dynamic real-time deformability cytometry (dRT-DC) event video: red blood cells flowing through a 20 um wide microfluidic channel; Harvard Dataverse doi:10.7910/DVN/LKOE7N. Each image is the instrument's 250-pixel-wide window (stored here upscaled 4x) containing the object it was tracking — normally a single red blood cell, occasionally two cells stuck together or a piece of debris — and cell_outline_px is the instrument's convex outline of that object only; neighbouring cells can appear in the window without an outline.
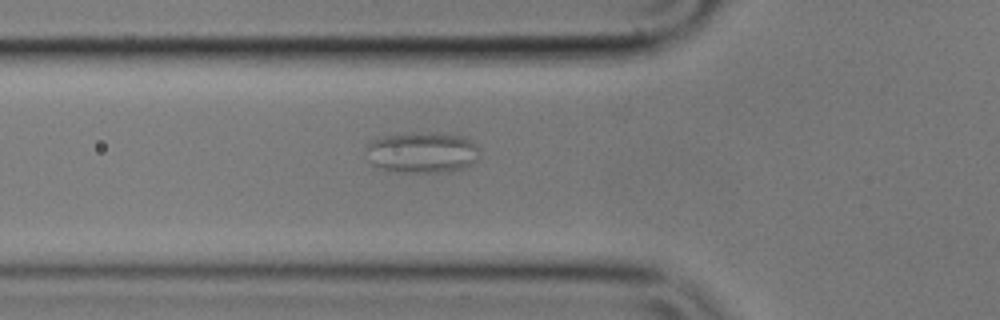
{"species": "common noctule bat (a hibernating species)", "species_latin": "Nyctalus noctula", "temperature_condition": "cold", "stored_images_in_passage": 33, "camera_frame_rate_fps": 3000, "um_per_image_px": 0.085, "animal": {"sex": "male", "body_mass_g": 17.9}, "frame": {"image": 1, "passage_image": 5, "time_ms": 1.333, "image_size_px": [1000, 320], "cell_outline_px": [[480, 156], [472, 164], [464, 168], [452, 172], [388, 172], [372, 164], [364, 148], [372, 140], [380, 136], [412, 132], [436, 132], [464, 136], [472, 140], [480, 148]], "centroid_in_image_um": [35.91, 12.95], "position_along_channel_um": 89.9, "area_um2": 27.98}}
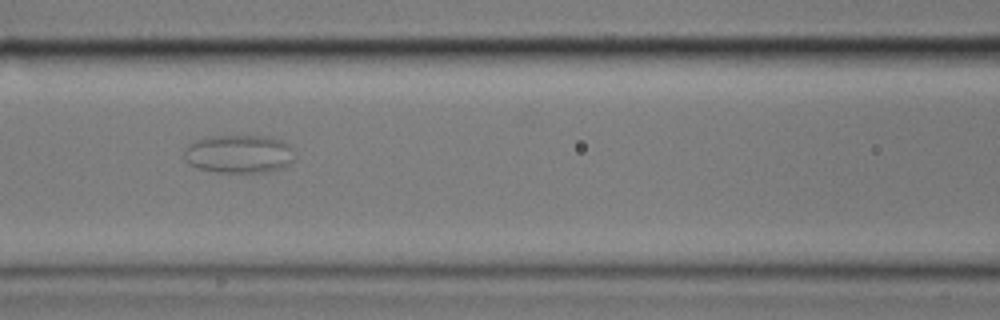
{"frame": {"image": 2, "passage_image": 10, "time_ms": 3.0, "image_size_px": [1000, 320], "cell_outline_px": [[296, 160], [284, 168], [268, 172], [216, 172], [196, 168], [188, 164], [184, 160], [184, 148], [192, 140], [208, 136], [268, 136], [284, 140], [296, 152]], "centroid_in_image_um": [20.33, 13.08], "position_along_channel_um": 146.3, "area_um2": 25.49}}
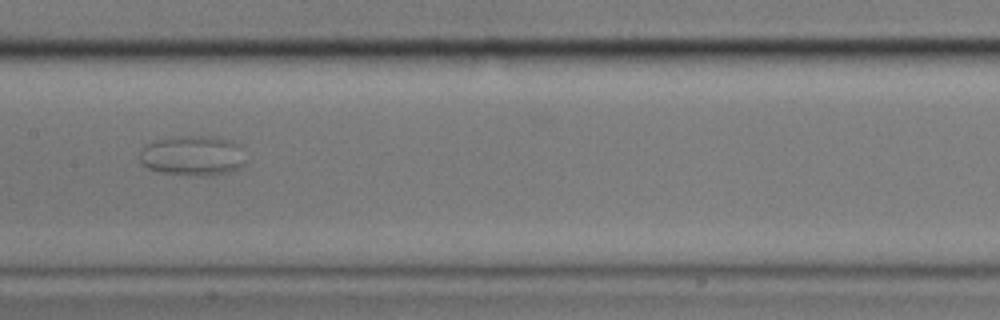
{"frame": {"image": 3, "passage_image": 14, "time_ms": 4.333, "image_size_px": [1000, 320], "cell_outline_px": [[244, 164], [236, 168], [224, 172], [160, 172], [148, 168], [140, 164], [140, 148], [152, 140], [180, 136], [216, 136], [232, 140], [240, 144]], "centroid_in_image_um": [16.3, 13.14], "position_along_channel_um": 191.1, "area_um2": 23.81}}